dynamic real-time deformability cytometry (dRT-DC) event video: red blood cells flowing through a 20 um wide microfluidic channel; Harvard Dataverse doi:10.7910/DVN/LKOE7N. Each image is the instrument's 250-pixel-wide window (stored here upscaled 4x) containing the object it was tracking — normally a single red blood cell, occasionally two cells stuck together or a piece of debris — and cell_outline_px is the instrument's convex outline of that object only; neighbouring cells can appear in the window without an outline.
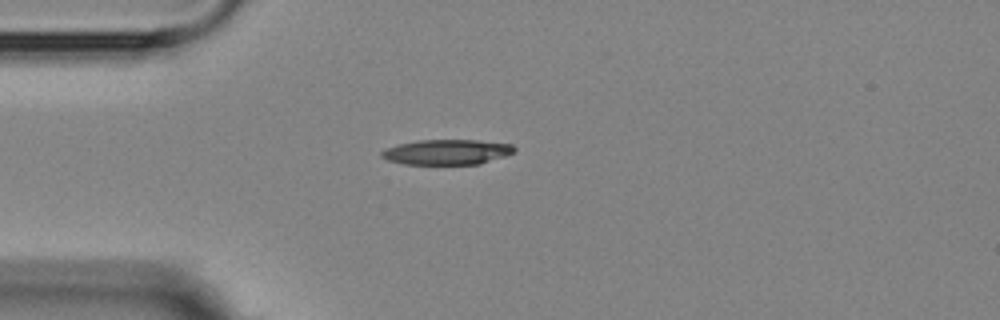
{"species": "Egyptian fruit bat (a non-hibernating species)", "species_latin": "Rousettus aegyptiacus", "temperature_condition": "room temperature", "stored_images_in_passage": 1, "camera_frame_rate_fps": 3000, "um_per_image_px": 0.085, "animal": {"sex": "female"}, "frame": {"image": 1, "passage_image": 1, "time_ms": 0.0, "image_size_px": [1000, 320], "cell_outline_px": [[516, 152], [480, 164], [404, 164], [388, 160], [380, 156], [380, 152], [396, 144], [416, 140], [476, 140], [512, 144], [516, 148]], "centroid_in_image_um": [37.99, 12.92], "position_along_channel_um": 47.0, "area_um2": 19.54}}